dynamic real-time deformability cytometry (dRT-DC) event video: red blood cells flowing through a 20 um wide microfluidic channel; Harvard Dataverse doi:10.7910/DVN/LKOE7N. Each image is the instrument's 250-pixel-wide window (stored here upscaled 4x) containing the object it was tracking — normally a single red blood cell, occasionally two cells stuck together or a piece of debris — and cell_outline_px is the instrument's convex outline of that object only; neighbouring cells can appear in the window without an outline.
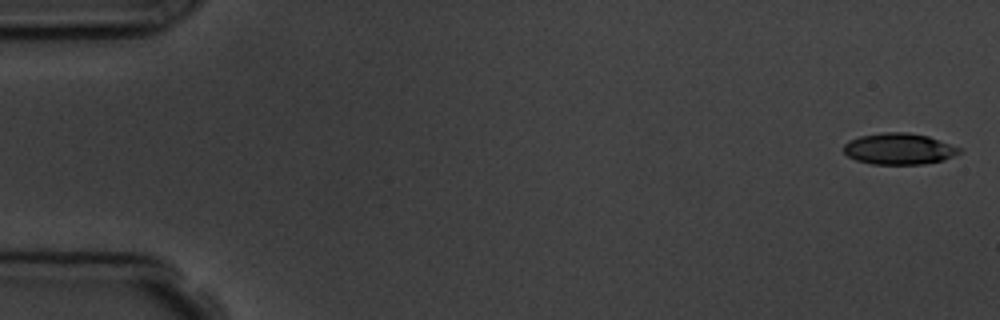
{"species": "common noctule bat (a hibernating species)", "species_latin": "Nyctalus noctula", "temperature_condition": "room temperature", "stored_images_in_passage": 5, "camera_frame_rate_fps": 3000, "um_per_image_px": 0.085, "animal": {"sex": "male", "body_mass_g": 19.5, "forearm_length_mm": 54.6}, "frame": {"image": 1, "passage_image": 1, "time_ms": 0.0, "image_size_px": [1000, 320], "cell_outline_px": [[960, 152], [944, 160], [924, 164], [872, 164], [856, 160], [848, 156], [844, 152], [844, 144], [848, 140], [860, 136], [884, 132], [908, 132], [928, 136], [960, 148]], "centroid_in_image_um": [76.38, 12.65], "position_along_channel_um": 8.6, "area_um2": 20.98}}
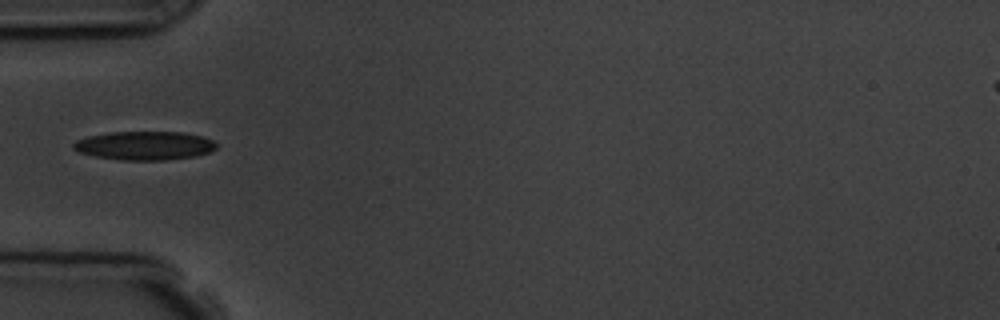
{"frame": {"image": 2, "passage_image": 5, "time_ms": 5.333, "image_size_px": [1000, 320], "cell_outline_px": [[216, 148], [208, 152], [196, 156], [164, 160], [120, 160], [96, 156], [80, 152], [72, 148], [72, 144], [76, 140], [88, 136], [108, 132], [184, 132], [204, 136], [212, 140], [216, 144]], "centroid_in_image_um": [12.29, 12.37], "position_along_channel_um": 72.7, "area_um2": 23.93}}